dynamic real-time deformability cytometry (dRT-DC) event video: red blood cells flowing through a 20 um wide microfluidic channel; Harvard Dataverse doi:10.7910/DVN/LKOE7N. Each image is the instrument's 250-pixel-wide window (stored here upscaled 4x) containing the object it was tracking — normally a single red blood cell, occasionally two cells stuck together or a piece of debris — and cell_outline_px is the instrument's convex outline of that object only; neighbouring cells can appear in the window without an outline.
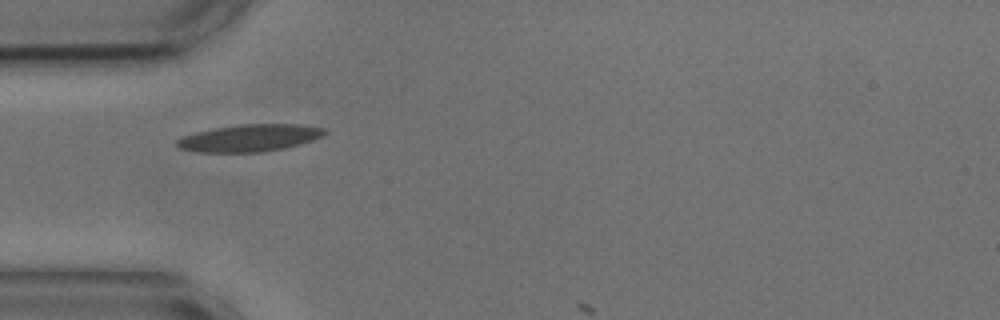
{"species": "common noctule bat (a hibernating species)", "species_latin": "Nyctalus noctula", "temperature_condition": "cold", "stored_images_in_passage": 17, "camera_frame_rate_fps": 3000, "um_per_image_px": 0.085, "animal": {"sex": "male", "body_mass_g": 17.9, "forearm_length_mm": 54.2}, "frame": {"image": 1, "passage_image": 1, "time_ms": 0.0, "image_size_px": [1000, 320], "cell_outline_px": [[328, 132], [312, 140], [284, 148], [260, 152], [196, 152], [180, 148], [176, 144], [176, 140], [184, 136], [196, 132], [216, 128], [240, 124], [296, 124], [324, 128]], "centroid_in_image_um": [21.2, 11.72], "position_along_channel_um": 63.8, "area_um2": 23.06}}